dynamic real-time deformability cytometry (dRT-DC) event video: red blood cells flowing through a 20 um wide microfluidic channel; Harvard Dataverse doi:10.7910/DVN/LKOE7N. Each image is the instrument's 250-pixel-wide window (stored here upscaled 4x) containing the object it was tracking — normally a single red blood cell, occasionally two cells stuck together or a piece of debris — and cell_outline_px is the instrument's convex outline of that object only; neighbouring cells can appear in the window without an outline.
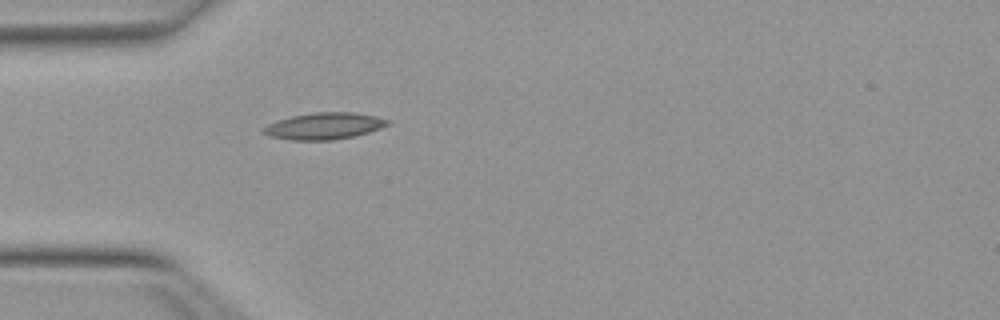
{"species": "Egyptian fruit bat (a non-hibernating species)", "species_latin": "Rousettus aegyptiacus", "temperature_condition": "warm", "stored_images_in_passage": 37, "camera_frame_rate_fps": 3000, "um_per_image_px": 0.085, "animal": {"sex": "female"}, "frame": {"image": 1, "passage_image": 1, "time_ms": 0.0, "image_size_px": [1000, 320], "cell_outline_px": [[392, 124], [356, 136], [332, 140], [292, 140], [268, 136], [260, 132], [260, 128], [268, 124], [292, 116], [312, 112], [356, 112], [376, 116], [392, 120]], "centroid_in_image_um": [27.57, 10.71], "position_along_channel_um": 57.4, "area_um2": 19.59}}
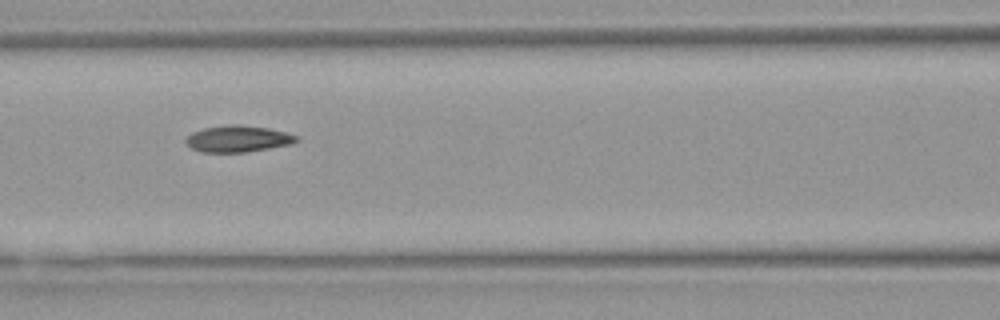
{"frame": {"image": 2, "passage_image": 8, "time_ms": 2.333, "image_size_px": [1000, 320], "cell_outline_px": [[300, 140], [292, 144], [248, 152], [200, 152], [192, 148], [184, 140], [192, 132], [204, 128], [232, 124], [240, 124], [268, 128], [300, 136]], "centroid_in_image_um": [20.26, 11.8], "position_along_channel_um": 146.3, "area_um2": 17.17}}
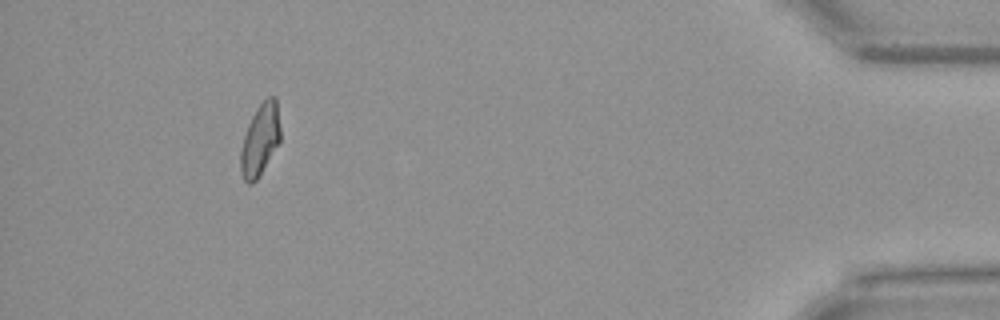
{"frame": {"image": 3, "passage_image": 33, "time_ms": 10.667, "image_size_px": [1000, 320], "cell_outline_px": [[280, 140], [256, 180], [252, 184], [248, 184], [244, 180], [240, 172], [240, 148], [248, 124], [256, 108], [268, 96], [276, 96], [280, 128]], "centroid_in_image_um": [22.09, 11.87], "position_along_channel_um": 413.1, "area_um2": 16.47}, "authors_computed_cell_mechanics": {"area_um2": 16.8198, "velocity_mm_per_s": 3.9797, "shape_relaxation_time_tau1_ms": 10.9722, "shape_relaxation_time_tau2_ms": 2.2957, "deformation_change_tau1": 0.2551, "deformation_change_tau2": 0.0814}}